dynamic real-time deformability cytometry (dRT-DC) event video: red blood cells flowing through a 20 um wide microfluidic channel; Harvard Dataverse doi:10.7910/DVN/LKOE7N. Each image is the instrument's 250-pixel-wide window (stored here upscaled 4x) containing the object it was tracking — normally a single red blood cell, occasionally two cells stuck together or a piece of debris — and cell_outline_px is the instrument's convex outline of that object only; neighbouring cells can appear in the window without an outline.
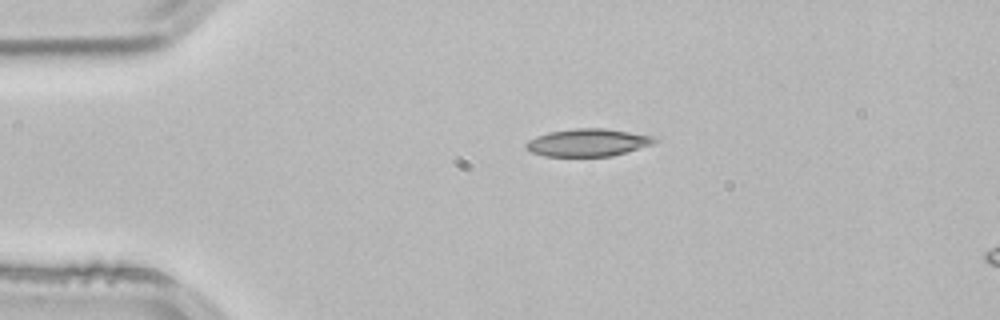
{"species": "common noctule bat (a hibernating species)", "species_latin": "Nyctalus noctula", "temperature_condition": "room temperature", "stored_images_in_passage": 2, "camera_frame_rate_fps": 3000, "um_per_image_px": 0.085, "animal": {"sex": "male", "body_mass_g": 21.5, "forearm_length_mm": 52.0}, "frame": {"image": 1, "passage_image": 1, "time_ms": 0.0, "image_size_px": [1000, 320], "cell_outline_px": [[660, 140], [652, 144], [612, 156], [544, 156], [532, 152], [524, 148], [524, 144], [528, 140], [536, 136], [548, 132], [576, 128], [604, 128], [652, 136]], "centroid_in_image_um": [49.92, 12.11], "position_along_channel_um": 35.1, "area_um2": 20.58}}